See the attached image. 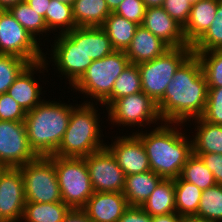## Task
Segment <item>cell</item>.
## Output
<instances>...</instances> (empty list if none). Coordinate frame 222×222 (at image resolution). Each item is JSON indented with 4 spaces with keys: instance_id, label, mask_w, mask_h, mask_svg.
I'll list each match as a JSON object with an SVG mask.
<instances>
[{
    "instance_id": "obj_15",
    "label": "cell",
    "mask_w": 222,
    "mask_h": 222,
    "mask_svg": "<svg viewBox=\"0 0 222 222\" xmlns=\"http://www.w3.org/2000/svg\"><path fill=\"white\" fill-rule=\"evenodd\" d=\"M25 203L20 168L3 167L0 170V216L5 222H20Z\"/></svg>"
},
{
    "instance_id": "obj_47",
    "label": "cell",
    "mask_w": 222,
    "mask_h": 222,
    "mask_svg": "<svg viewBox=\"0 0 222 222\" xmlns=\"http://www.w3.org/2000/svg\"><path fill=\"white\" fill-rule=\"evenodd\" d=\"M146 8L149 7H162L164 0H143Z\"/></svg>"
},
{
    "instance_id": "obj_50",
    "label": "cell",
    "mask_w": 222,
    "mask_h": 222,
    "mask_svg": "<svg viewBox=\"0 0 222 222\" xmlns=\"http://www.w3.org/2000/svg\"><path fill=\"white\" fill-rule=\"evenodd\" d=\"M58 1L72 6L75 0H58Z\"/></svg>"
},
{
    "instance_id": "obj_35",
    "label": "cell",
    "mask_w": 222,
    "mask_h": 222,
    "mask_svg": "<svg viewBox=\"0 0 222 222\" xmlns=\"http://www.w3.org/2000/svg\"><path fill=\"white\" fill-rule=\"evenodd\" d=\"M199 58L208 88L222 87V50L193 52Z\"/></svg>"
},
{
    "instance_id": "obj_27",
    "label": "cell",
    "mask_w": 222,
    "mask_h": 222,
    "mask_svg": "<svg viewBox=\"0 0 222 222\" xmlns=\"http://www.w3.org/2000/svg\"><path fill=\"white\" fill-rule=\"evenodd\" d=\"M71 209L63 202H26L20 222H62Z\"/></svg>"
},
{
    "instance_id": "obj_45",
    "label": "cell",
    "mask_w": 222,
    "mask_h": 222,
    "mask_svg": "<svg viewBox=\"0 0 222 222\" xmlns=\"http://www.w3.org/2000/svg\"><path fill=\"white\" fill-rule=\"evenodd\" d=\"M184 220L185 217L180 216L176 212L152 217V222H184Z\"/></svg>"
},
{
    "instance_id": "obj_10",
    "label": "cell",
    "mask_w": 222,
    "mask_h": 222,
    "mask_svg": "<svg viewBox=\"0 0 222 222\" xmlns=\"http://www.w3.org/2000/svg\"><path fill=\"white\" fill-rule=\"evenodd\" d=\"M26 202L55 203L62 201L54 164V155L38 156L20 166Z\"/></svg>"
},
{
    "instance_id": "obj_7",
    "label": "cell",
    "mask_w": 222,
    "mask_h": 222,
    "mask_svg": "<svg viewBox=\"0 0 222 222\" xmlns=\"http://www.w3.org/2000/svg\"><path fill=\"white\" fill-rule=\"evenodd\" d=\"M105 111L108 115L106 122L109 126L113 124L111 127L118 126L119 134L124 132V127L127 128L125 132H130L133 127L130 134H135L144 128L146 130L163 122L157 104L142 91L113 101Z\"/></svg>"
},
{
    "instance_id": "obj_32",
    "label": "cell",
    "mask_w": 222,
    "mask_h": 222,
    "mask_svg": "<svg viewBox=\"0 0 222 222\" xmlns=\"http://www.w3.org/2000/svg\"><path fill=\"white\" fill-rule=\"evenodd\" d=\"M179 177L196 185L202 191L216 184L213 173L206 167L201 158L194 154L187 159Z\"/></svg>"
},
{
    "instance_id": "obj_52",
    "label": "cell",
    "mask_w": 222,
    "mask_h": 222,
    "mask_svg": "<svg viewBox=\"0 0 222 222\" xmlns=\"http://www.w3.org/2000/svg\"><path fill=\"white\" fill-rule=\"evenodd\" d=\"M0 222H5L3 219H2V217L0 216Z\"/></svg>"
},
{
    "instance_id": "obj_44",
    "label": "cell",
    "mask_w": 222,
    "mask_h": 222,
    "mask_svg": "<svg viewBox=\"0 0 222 222\" xmlns=\"http://www.w3.org/2000/svg\"><path fill=\"white\" fill-rule=\"evenodd\" d=\"M33 10L41 15L45 20V13L51 0H25Z\"/></svg>"
},
{
    "instance_id": "obj_46",
    "label": "cell",
    "mask_w": 222,
    "mask_h": 222,
    "mask_svg": "<svg viewBox=\"0 0 222 222\" xmlns=\"http://www.w3.org/2000/svg\"><path fill=\"white\" fill-rule=\"evenodd\" d=\"M25 0H0V10H8L10 7Z\"/></svg>"
},
{
    "instance_id": "obj_8",
    "label": "cell",
    "mask_w": 222,
    "mask_h": 222,
    "mask_svg": "<svg viewBox=\"0 0 222 222\" xmlns=\"http://www.w3.org/2000/svg\"><path fill=\"white\" fill-rule=\"evenodd\" d=\"M62 201L70 209H83L94 191L84 158L54 156Z\"/></svg>"
},
{
    "instance_id": "obj_18",
    "label": "cell",
    "mask_w": 222,
    "mask_h": 222,
    "mask_svg": "<svg viewBox=\"0 0 222 222\" xmlns=\"http://www.w3.org/2000/svg\"><path fill=\"white\" fill-rule=\"evenodd\" d=\"M128 207L123 193L94 192L83 210L93 222H117Z\"/></svg>"
},
{
    "instance_id": "obj_26",
    "label": "cell",
    "mask_w": 222,
    "mask_h": 222,
    "mask_svg": "<svg viewBox=\"0 0 222 222\" xmlns=\"http://www.w3.org/2000/svg\"><path fill=\"white\" fill-rule=\"evenodd\" d=\"M138 27L139 25L135 22L129 21L114 12L105 19L101 26L110 38L113 48L117 51L127 49Z\"/></svg>"
},
{
    "instance_id": "obj_12",
    "label": "cell",
    "mask_w": 222,
    "mask_h": 222,
    "mask_svg": "<svg viewBox=\"0 0 222 222\" xmlns=\"http://www.w3.org/2000/svg\"><path fill=\"white\" fill-rule=\"evenodd\" d=\"M37 157L30 147L25 123L0 120V165L20 167Z\"/></svg>"
},
{
    "instance_id": "obj_22",
    "label": "cell",
    "mask_w": 222,
    "mask_h": 222,
    "mask_svg": "<svg viewBox=\"0 0 222 222\" xmlns=\"http://www.w3.org/2000/svg\"><path fill=\"white\" fill-rule=\"evenodd\" d=\"M162 179L152 170L125 176V186L122 193L128 205L141 207Z\"/></svg>"
},
{
    "instance_id": "obj_4",
    "label": "cell",
    "mask_w": 222,
    "mask_h": 222,
    "mask_svg": "<svg viewBox=\"0 0 222 222\" xmlns=\"http://www.w3.org/2000/svg\"><path fill=\"white\" fill-rule=\"evenodd\" d=\"M59 100V101H58ZM71 102L56 98H44L24 119L30 147L37 156L49 157L55 154L71 115Z\"/></svg>"
},
{
    "instance_id": "obj_43",
    "label": "cell",
    "mask_w": 222,
    "mask_h": 222,
    "mask_svg": "<svg viewBox=\"0 0 222 222\" xmlns=\"http://www.w3.org/2000/svg\"><path fill=\"white\" fill-rule=\"evenodd\" d=\"M62 222H93L83 209H71Z\"/></svg>"
},
{
    "instance_id": "obj_37",
    "label": "cell",
    "mask_w": 222,
    "mask_h": 222,
    "mask_svg": "<svg viewBox=\"0 0 222 222\" xmlns=\"http://www.w3.org/2000/svg\"><path fill=\"white\" fill-rule=\"evenodd\" d=\"M202 119L215 125H222V87L208 88L207 103Z\"/></svg>"
},
{
    "instance_id": "obj_5",
    "label": "cell",
    "mask_w": 222,
    "mask_h": 222,
    "mask_svg": "<svg viewBox=\"0 0 222 222\" xmlns=\"http://www.w3.org/2000/svg\"><path fill=\"white\" fill-rule=\"evenodd\" d=\"M49 44L51 47L50 49L49 47L45 48L47 51L44 53V61L48 70L55 69L54 71L59 74L56 75L57 77L68 81L69 90L93 61L82 50V27H76L66 33L54 35ZM50 65L53 67L49 69Z\"/></svg>"
},
{
    "instance_id": "obj_24",
    "label": "cell",
    "mask_w": 222,
    "mask_h": 222,
    "mask_svg": "<svg viewBox=\"0 0 222 222\" xmlns=\"http://www.w3.org/2000/svg\"><path fill=\"white\" fill-rule=\"evenodd\" d=\"M111 13L105 0H75L72 5L77 27H101Z\"/></svg>"
},
{
    "instance_id": "obj_14",
    "label": "cell",
    "mask_w": 222,
    "mask_h": 222,
    "mask_svg": "<svg viewBox=\"0 0 222 222\" xmlns=\"http://www.w3.org/2000/svg\"><path fill=\"white\" fill-rule=\"evenodd\" d=\"M48 72V66L44 60L29 64L8 88L7 94L10 95L25 112L31 111L44 100V95L47 94L45 93L47 91H42L44 85L42 87L39 82H45L44 79L46 78L44 77H47L45 73ZM36 75L38 76L37 78Z\"/></svg>"
},
{
    "instance_id": "obj_31",
    "label": "cell",
    "mask_w": 222,
    "mask_h": 222,
    "mask_svg": "<svg viewBox=\"0 0 222 222\" xmlns=\"http://www.w3.org/2000/svg\"><path fill=\"white\" fill-rule=\"evenodd\" d=\"M45 23L53 34L52 37L57 33H66L77 27L72 15V6L58 0H51L49 3L45 13Z\"/></svg>"
},
{
    "instance_id": "obj_39",
    "label": "cell",
    "mask_w": 222,
    "mask_h": 222,
    "mask_svg": "<svg viewBox=\"0 0 222 222\" xmlns=\"http://www.w3.org/2000/svg\"><path fill=\"white\" fill-rule=\"evenodd\" d=\"M26 112L7 93L0 94V120L24 122Z\"/></svg>"
},
{
    "instance_id": "obj_1",
    "label": "cell",
    "mask_w": 222,
    "mask_h": 222,
    "mask_svg": "<svg viewBox=\"0 0 222 222\" xmlns=\"http://www.w3.org/2000/svg\"><path fill=\"white\" fill-rule=\"evenodd\" d=\"M208 84L197 55L191 54L176 70L163 98L157 103L163 122L183 123L201 117Z\"/></svg>"
},
{
    "instance_id": "obj_17",
    "label": "cell",
    "mask_w": 222,
    "mask_h": 222,
    "mask_svg": "<svg viewBox=\"0 0 222 222\" xmlns=\"http://www.w3.org/2000/svg\"><path fill=\"white\" fill-rule=\"evenodd\" d=\"M142 26L170 47L189 46L183 34V27L162 7L146 8Z\"/></svg>"
},
{
    "instance_id": "obj_20",
    "label": "cell",
    "mask_w": 222,
    "mask_h": 222,
    "mask_svg": "<svg viewBox=\"0 0 222 222\" xmlns=\"http://www.w3.org/2000/svg\"><path fill=\"white\" fill-rule=\"evenodd\" d=\"M185 126L194 130L190 131L187 127L189 134H193L190 135L193 154H222V125H215L198 117L186 122Z\"/></svg>"
},
{
    "instance_id": "obj_19",
    "label": "cell",
    "mask_w": 222,
    "mask_h": 222,
    "mask_svg": "<svg viewBox=\"0 0 222 222\" xmlns=\"http://www.w3.org/2000/svg\"><path fill=\"white\" fill-rule=\"evenodd\" d=\"M170 48L162 39L139 25L130 45L124 52L130 63L138 65L163 55Z\"/></svg>"
},
{
    "instance_id": "obj_25",
    "label": "cell",
    "mask_w": 222,
    "mask_h": 222,
    "mask_svg": "<svg viewBox=\"0 0 222 222\" xmlns=\"http://www.w3.org/2000/svg\"><path fill=\"white\" fill-rule=\"evenodd\" d=\"M141 208L151 217L176 212L174 179H162Z\"/></svg>"
},
{
    "instance_id": "obj_11",
    "label": "cell",
    "mask_w": 222,
    "mask_h": 222,
    "mask_svg": "<svg viewBox=\"0 0 222 222\" xmlns=\"http://www.w3.org/2000/svg\"><path fill=\"white\" fill-rule=\"evenodd\" d=\"M45 51L8 10H0V54L15 55L32 64L43 61Z\"/></svg>"
},
{
    "instance_id": "obj_36",
    "label": "cell",
    "mask_w": 222,
    "mask_h": 222,
    "mask_svg": "<svg viewBox=\"0 0 222 222\" xmlns=\"http://www.w3.org/2000/svg\"><path fill=\"white\" fill-rule=\"evenodd\" d=\"M30 63L18 56L0 54V94L8 88Z\"/></svg>"
},
{
    "instance_id": "obj_38",
    "label": "cell",
    "mask_w": 222,
    "mask_h": 222,
    "mask_svg": "<svg viewBox=\"0 0 222 222\" xmlns=\"http://www.w3.org/2000/svg\"><path fill=\"white\" fill-rule=\"evenodd\" d=\"M145 11L146 6L143 0H123L114 13L138 25H142Z\"/></svg>"
},
{
    "instance_id": "obj_49",
    "label": "cell",
    "mask_w": 222,
    "mask_h": 222,
    "mask_svg": "<svg viewBox=\"0 0 222 222\" xmlns=\"http://www.w3.org/2000/svg\"><path fill=\"white\" fill-rule=\"evenodd\" d=\"M184 222H212V221L200 219L197 217H185Z\"/></svg>"
},
{
    "instance_id": "obj_34",
    "label": "cell",
    "mask_w": 222,
    "mask_h": 222,
    "mask_svg": "<svg viewBox=\"0 0 222 222\" xmlns=\"http://www.w3.org/2000/svg\"><path fill=\"white\" fill-rule=\"evenodd\" d=\"M222 50V0H218L215 18L205 34L192 46V52Z\"/></svg>"
},
{
    "instance_id": "obj_2",
    "label": "cell",
    "mask_w": 222,
    "mask_h": 222,
    "mask_svg": "<svg viewBox=\"0 0 222 222\" xmlns=\"http://www.w3.org/2000/svg\"><path fill=\"white\" fill-rule=\"evenodd\" d=\"M185 127L183 123L162 122L135 133L145 148L151 170L164 179L178 178L193 154L191 137Z\"/></svg>"
},
{
    "instance_id": "obj_40",
    "label": "cell",
    "mask_w": 222,
    "mask_h": 222,
    "mask_svg": "<svg viewBox=\"0 0 222 222\" xmlns=\"http://www.w3.org/2000/svg\"><path fill=\"white\" fill-rule=\"evenodd\" d=\"M192 4L189 0H164L162 8L182 27L189 19Z\"/></svg>"
},
{
    "instance_id": "obj_51",
    "label": "cell",
    "mask_w": 222,
    "mask_h": 222,
    "mask_svg": "<svg viewBox=\"0 0 222 222\" xmlns=\"http://www.w3.org/2000/svg\"><path fill=\"white\" fill-rule=\"evenodd\" d=\"M198 1L200 0H189V2L193 5V4H196Z\"/></svg>"
},
{
    "instance_id": "obj_3",
    "label": "cell",
    "mask_w": 222,
    "mask_h": 222,
    "mask_svg": "<svg viewBox=\"0 0 222 222\" xmlns=\"http://www.w3.org/2000/svg\"><path fill=\"white\" fill-rule=\"evenodd\" d=\"M74 101L77 102V99L71 102L68 127L54 156L83 158L106 147L105 139L108 134L106 132H104L106 135L103 134L104 130L101 129L103 119L107 116L103 109L105 107L99 103L81 101L74 103Z\"/></svg>"
},
{
    "instance_id": "obj_23",
    "label": "cell",
    "mask_w": 222,
    "mask_h": 222,
    "mask_svg": "<svg viewBox=\"0 0 222 222\" xmlns=\"http://www.w3.org/2000/svg\"><path fill=\"white\" fill-rule=\"evenodd\" d=\"M8 11L36 39V41L41 44V46L44 48L46 46L49 47V39H52V37L50 38L49 36L52 34L48 30L45 20L39 13L33 10L26 1L17 3L10 7ZM46 42L47 44H45Z\"/></svg>"
},
{
    "instance_id": "obj_30",
    "label": "cell",
    "mask_w": 222,
    "mask_h": 222,
    "mask_svg": "<svg viewBox=\"0 0 222 222\" xmlns=\"http://www.w3.org/2000/svg\"><path fill=\"white\" fill-rule=\"evenodd\" d=\"M82 50L93 61L115 51L110 38L101 27H82Z\"/></svg>"
},
{
    "instance_id": "obj_41",
    "label": "cell",
    "mask_w": 222,
    "mask_h": 222,
    "mask_svg": "<svg viewBox=\"0 0 222 222\" xmlns=\"http://www.w3.org/2000/svg\"><path fill=\"white\" fill-rule=\"evenodd\" d=\"M201 158L206 167L213 173L216 184L222 185V154H194Z\"/></svg>"
},
{
    "instance_id": "obj_48",
    "label": "cell",
    "mask_w": 222,
    "mask_h": 222,
    "mask_svg": "<svg viewBox=\"0 0 222 222\" xmlns=\"http://www.w3.org/2000/svg\"><path fill=\"white\" fill-rule=\"evenodd\" d=\"M111 12H114L123 0H105Z\"/></svg>"
},
{
    "instance_id": "obj_29",
    "label": "cell",
    "mask_w": 222,
    "mask_h": 222,
    "mask_svg": "<svg viewBox=\"0 0 222 222\" xmlns=\"http://www.w3.org/2000/svg\"><path fill=\"white\" fill-rule=\"evenodd\" d=\"M176 213L183 217H194L197 214L202 190L196 185L174 179Z\"/></svg>"
},
{
    "instance_id": "obj_9",
    "label": "cell",
    "mask_w": 222,
    "mask_h": 222,
    "mask_svg": "<svg viewBox=\"0 0 222 222\" xmlns=\"http://www.w3.org/2000/svg\"><path fill=\"white\" fill-rule=\"evenodd\" d=\"M192 53V46L171 47L163 55L138 64L142 92L157 104L163 98L176 70Z\"/></svg>"
},
{
    "instance_id": "obj_6",
    "label": "cell",
    "mask_w": 222,
    "mask_h": 222,
    "mask_svg": "<svg viewBox=\"0 0 222 222\" xmlns=\"http://www.w3.org/2000/svg\"><path fill=\"white\" fill-rule=\"evenodd\" d=\"M129 59L124 51L115 50L102 59L92 61L81 78L70 88L77 97L83 95L84 103L101 104L111 93L116 79L129 64ZM86 96V97H85Z\"/></svg>"
},
{
    "instance_id": "obj_33",
    "label": "cell",
    "mask_w": 222,
    "mask_h": 222,
    "mask_svg": "<svg viewBox=\"0 0 222 222\" xmlns=\"http://www.w3.org/2000/svg\"><path fill=\"white\" fill-rule=\"evenodd\" d=\"M194 217L222 222V185L215 184L202 191L198 211Z\"/></svg>"
},
{
    "instance_id": "obj_28",
    "label": "cell",
    "mask_w": 222,
    "mask_h": 222,
    "mask_svg": "<svg viewBox=\"0 0 222 222\" xmlns=\"http://www.w3.org/2000/svg\"><path fill=\"white\" fill-rule=\"evenodd\" d=\"M142 91L141 74L138 65L129 63L116 79L112 93L101 103L105 109L115 100Z\"/></svg>"
},
{
    "instance_id": "obj_21",
    "label": "cell",
    "mask_w": 222,
    "mask_h": 222,
    "mask_svg": "<svg viewBox=\"0 0 222 222\" xmlns=\"http://www.w3.org/2000/svg\"><path fill=\"white\" fill-rule=\"evenodd\" d=\"M218 0H200L191 7L189 19L183 27V34L189 46H193L212 24Z\"/></svg>"
},
{
    "instance_id": "obj_42",
    "label": "cell",
    "mask_w": 222,
    "mask_h": 222,
    "mask_svg": "<svg viewBox=\"0 0 222 222\" xmlns=\"http://www.w3.org/2000/svg\"><path fill=\"white\" fill-rule=\"evenodd\" d=\"M117 222H152V217L141 207L129 206Z\"/></svg>"
},
{
    "instance_id": "obj_16",
    "label": "cell",
    "mask_w": 222,
    "mask_h": 222,
    "mask_svg": "<svg viewBox=\"0 0 222 222\" xmlns=\"http://www.w3.org/2000/svg\"><path fill=\"white\" fill-rule=\"evenodd\" d=\"M124 134L118 136L116 133L114 137L110 136L111 142H106V147L115 156L125 176L151 170L141 140L135 134Z\"/></svg>"
},
{
    "instance_id": "obj_13",
    "label": "cell",
    "mask_w": 222,
    "mask_h": 222,
    "mask_svg": "<svg viewBox=\"0 0 222 222\" xmlns=\"http://www.w3.org/2000/svg\"><path fill=\"white\" fill-rule=\"evenodd\" d=\"M83 158L88 167L94 192H123L125 174L107 147Z\"/></svg>"
}]
</instances>
